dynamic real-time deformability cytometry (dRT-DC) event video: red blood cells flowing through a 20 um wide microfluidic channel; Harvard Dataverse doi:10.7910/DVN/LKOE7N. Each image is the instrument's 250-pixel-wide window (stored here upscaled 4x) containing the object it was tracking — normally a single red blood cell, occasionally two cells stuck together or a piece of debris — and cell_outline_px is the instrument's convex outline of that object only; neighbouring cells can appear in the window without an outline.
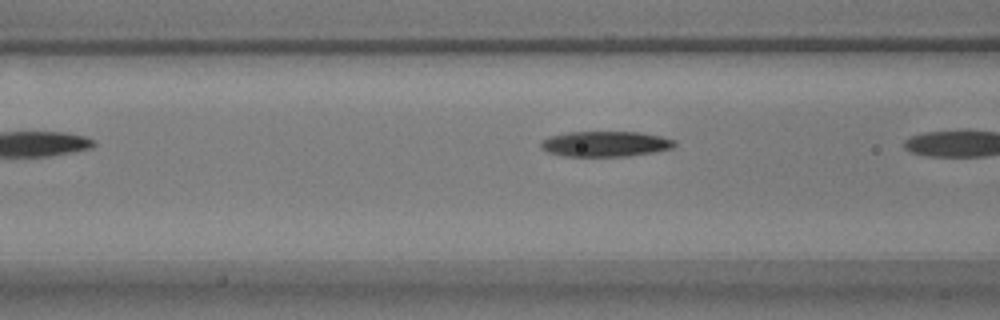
{"species": "common noctule bat (a hibernating species)", "species_latin": "Nyctalus noctula", "temperature_condition": "warm", "stored_images_in_passage": 7, "camera_frame_rate_fps": 3000, "um_per_image_px": 0.085, "animal": {"sex": "male", "body_mass_g": 17.9}, "frame": {"image": 1, "passage_image": 6, "time_ms": 1.667, "image_size_px": [1000, 320], "cell_outline_px": [[676, 144], [672, 148], [652, 152], [628, 156], [564, 156], [548, 152], [540, 148], [540, 140], [548, 136], [568, 132], [640, 132], [660, 136], [676, 140]], "centroid_in_image_um": [51.42, 12.22], "position_along_channel_um": 115.2, "area_um2": 19.88}}